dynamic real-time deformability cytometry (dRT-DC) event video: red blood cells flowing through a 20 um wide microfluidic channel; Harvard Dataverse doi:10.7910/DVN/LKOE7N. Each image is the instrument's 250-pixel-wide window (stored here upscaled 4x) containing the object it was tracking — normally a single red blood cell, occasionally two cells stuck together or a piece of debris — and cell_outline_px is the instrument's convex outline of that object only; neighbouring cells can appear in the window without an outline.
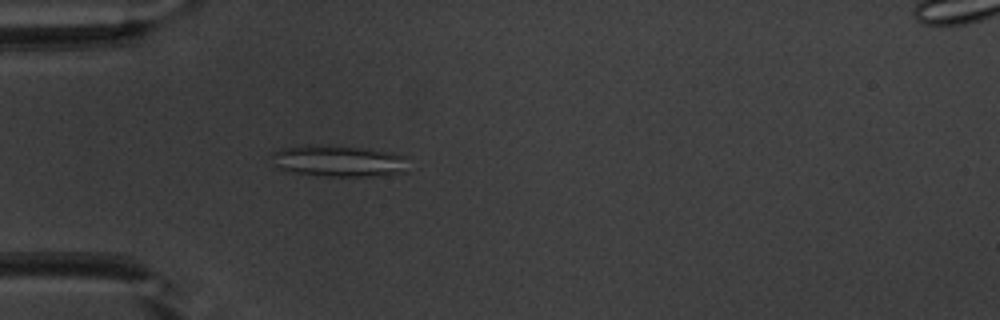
{"species": "common noctule bat (a hibernating species)", "species_latin": "Nyctalus noctula", "temperature_condition": "warm", "stored_images_in_passage": 52, "camera_frame_rate_fps": 3000, "um_per_image_px": 0.085, "animal": {"sex": "male", "body_mass_g": 20.1, "forearm_length_mm": 53.5}, "frame": {"image": 1, "passage_image": 16, "time_ms": 5.0, "image_size_px": [1000, 320], "cell_outline_px": [[408, 172], [384, 176], [324, 176], [296, 172], [280, 168], [276, 164], [272, 156], [272, 152], [280, 148], [308, 144], [312, 144], [360, 148], [392, 152], [408, 156]], "centroid_in_image_um": [28.89, 13.68], "position_along_channel_um": 56.1, "area_um2": 25.26}}
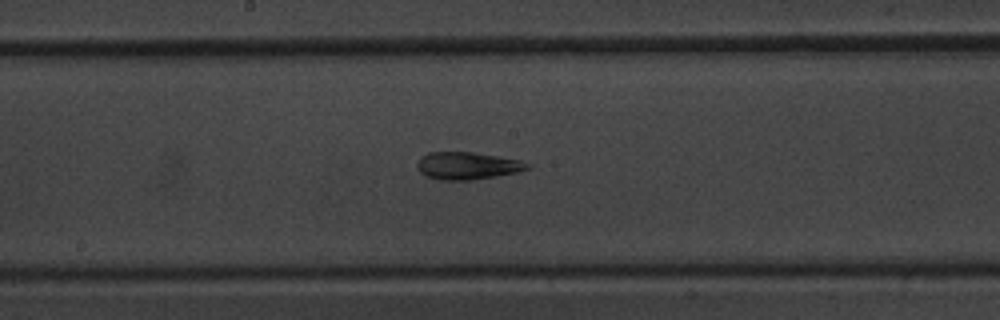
{"frame": {"image": 2, "passage_image": 28, "time_ms": 9.0, "image_size_px": [1000, 320], "cell_outline_px": [[532, 168], [516, 172], [496, 176], [472, 180], [440, 180], [424, 176], [416, 168], [416, 164], [420, 156], [428, 152], [472, 152], [520, 160], [532, 164]], "centroid_in_image_um": [39.7, 14.09], "position_along_channel_um": 208.5, "area_um2": 17.8}}
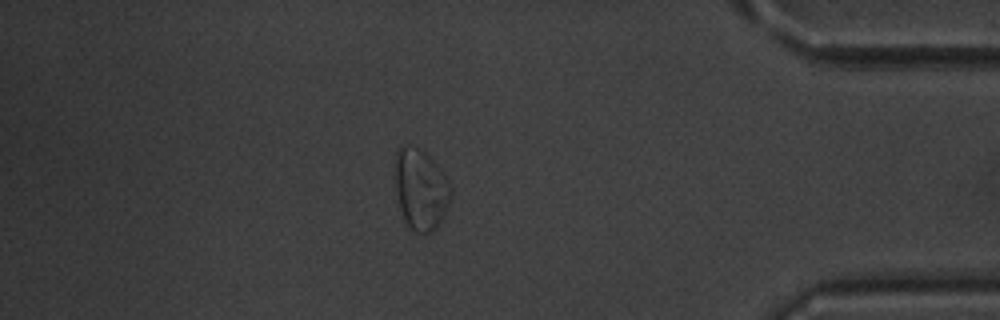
{"frame": {"image": 3, "passage_image": 45, "time_ms": 14.667, "image_size_px": [1000, 320], "cell_outline_px": [[452, 196], [436, 228], [432, 232], [416, 232], [408, 228], [404, 224], [400, 208], [396, 188], [396, 148], [404, 144], [420, 148], [440, 168], [448, 180], [452, 188]], "centroid_in_image_um": [35.75, 16.09], "position_along_channel_um": 399.4, "area_um2": 26.24}, "authors_computed_cell_mechanics": {"area_um2": 23.2067, "velocity_mm_per_s": 3.968, "shape_relaxation_time_tau1_ms": null, "shape_relaxation_time_tau2_ms": 3.3073, "deformation_change_tau1": null, "deformation_change_tau2": 0.1289}}